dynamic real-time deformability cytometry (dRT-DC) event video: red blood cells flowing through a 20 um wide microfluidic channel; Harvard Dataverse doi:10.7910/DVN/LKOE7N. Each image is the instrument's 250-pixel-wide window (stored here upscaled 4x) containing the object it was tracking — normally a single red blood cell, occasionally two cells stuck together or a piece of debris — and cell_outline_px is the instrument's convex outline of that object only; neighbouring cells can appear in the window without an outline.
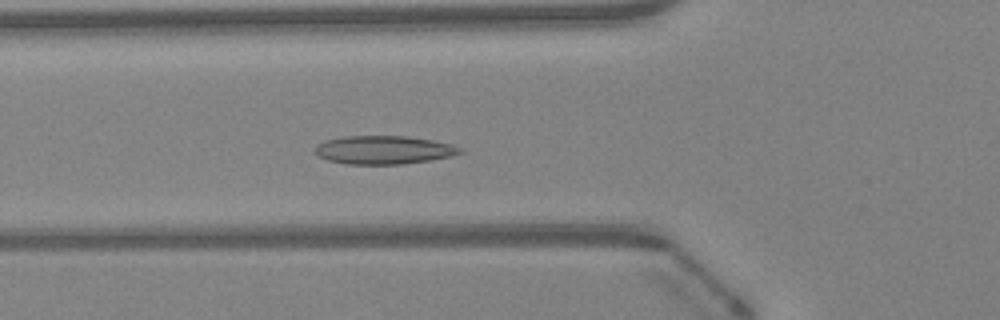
{"species": "Egyptian fruit bat (a non-hibernating species)", "species_latin": "Rousettus aegyptiacus", "temperature_condition": "warm", "stored_images_in_passage": 34, "camera_frame_rate_fps": 3000, "um_per_image_px": 0.085, "animal": {"sex": "female"}, "frame": {"image": 1, "passage_image": 4, "time_ms": 1.0, "image_size_px": [1000, 320], "cell_outline_px": [[464, 152], [452, 156], [404, 164], [344, 164], [328, 160], [312, 152], [316, 144], [324, 140], [344, 136], [408, 136], [432, 140], [452, 144], [464, 148]], "centroid_in_image_um": [32.61, 12.74], "position_along_channel_um": 93.2, "area_um2": 24.28}}
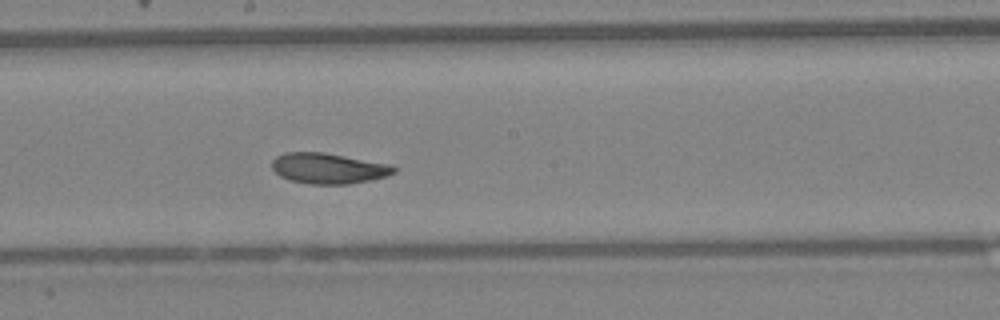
{"frame": {"image": 2, "passage_image": 13, "time_ms": 4.0, "image_size_px": [1000, 320], "cell_outline_px": [[396, 172], [388, 176], [372, 180], [348, 184], [312, 184], [292, 180], [280, 176], [272, 168], [272, 160], [276, 156], [284, 152], [324, 152], [392, 164], [396, 168]], "centroid_in_image_um": [27.95, 14.3], "position_along_channel_um": 220.2, "area_um2": 21.91}}
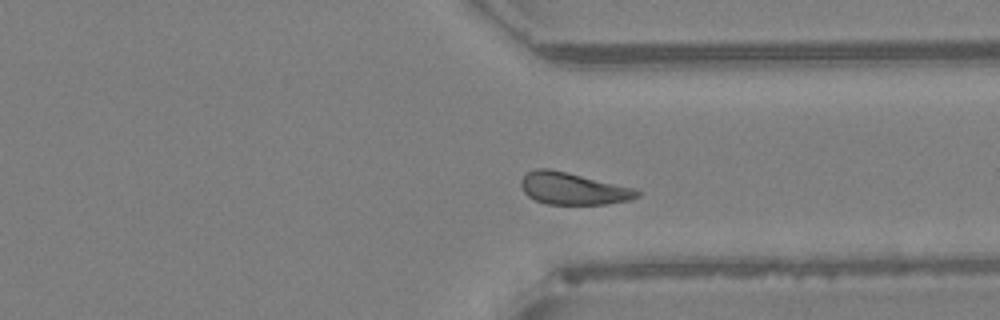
{"frame": {"image": 3, "passage_image": 23, "time_ms": 7.333, "image_size_px": [1000, 320], "cell_outline_px": [[640, 196], [628, 200], [604, 204], [548, 204], [536, 200], [528, 196], [524, 192], [520, 184], [520, 180], [528, 172], [536, 168], [548, 168], [568, 172], [636, 188], [640, 192]], "centroid_in_image_um": [48.71, 16.02], "position_along_channel_um": 362.7, "area_um2": 21.68}, "authors_computed_cell_mechanics": {"area_um2": 21.9351, "velocity_mm_per_s": 4.2513, "shape_relaxation_time_tau1_ms": 3.8861, "shape_relaxation_time_tau2_ms": 5.195, "deformation_change_tau1": 0.1294, "deformation_change_tau2": 0.1252}}